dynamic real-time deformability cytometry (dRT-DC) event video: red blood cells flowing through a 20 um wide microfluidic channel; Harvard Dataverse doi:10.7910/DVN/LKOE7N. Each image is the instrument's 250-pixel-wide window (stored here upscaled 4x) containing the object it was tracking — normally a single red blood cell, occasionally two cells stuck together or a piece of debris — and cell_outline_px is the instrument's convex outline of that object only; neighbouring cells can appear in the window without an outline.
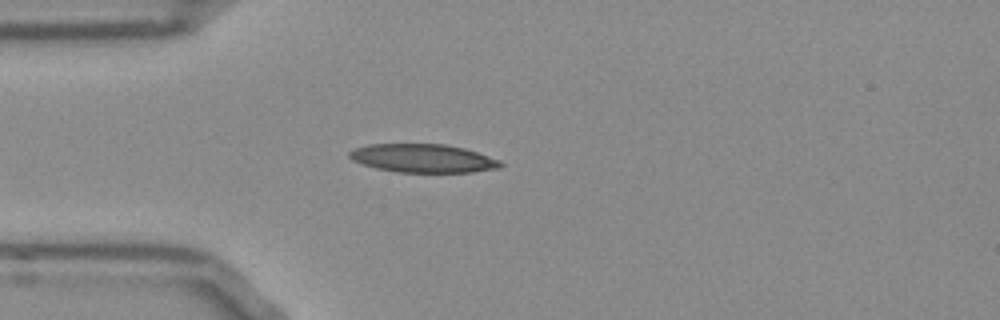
{"species": "Egyptian fruit bat (a non-hibernating species)", "species_latin": "Rousettus aegyptiacus", "temperature_condition": "room temperature", "stored_images_in_passage": 39, "camera_frame_rate_fps": 3000, "um_per_image_px": 0.085, "frame": {"image": 1, "passage_image": 1, "time_ms": 0.0, "image_size_px": [1000, 320], "cell_outline_px": [[504, 164], [500, 168], [472, 172], [396, 172], [376, 168], [352, 160], [348, 156], [348, 152], [352, 148], [368, 144], [444, 144], [464, 148], [500, 160]], "centroid_in_image_um": [35.93, 13.45], "position_along_channel_um": 49.1, "area_um2": 25.09}}
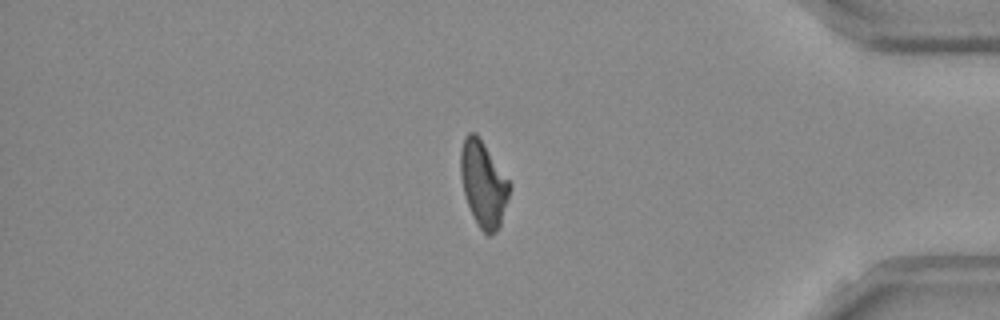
{"frame": {"image": 2, "passage_image": 31, "time_ms": 10.0, "image_size_px": [1000, 320], "cell_outline_px": [[512, 188], [500, 224], [496, 232], [488, 236], [480, 228], [472, 216], [464, 192], [460, 176], [460, 152], [464, 136], [468, 132], [476, 132], [512, 184]], "centroid_in_image_um": [41.09, 15.62], "position_along_channel_um": 394.1, "area_um2": 24.57}}
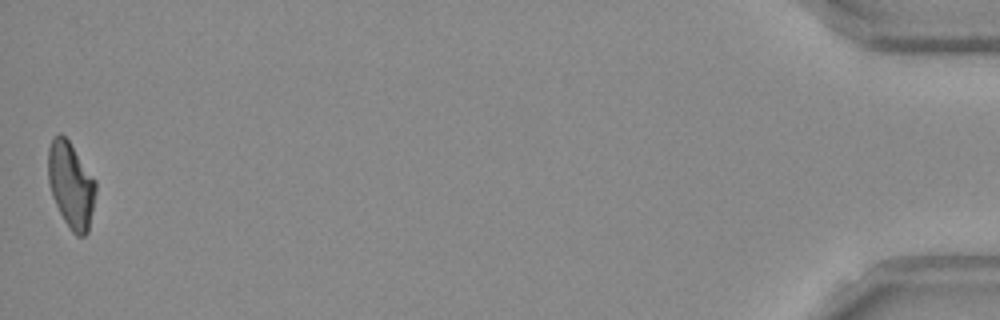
{"frame": {"image": 3, "passage_image": 39, "time_ms": 12.667, "image_size_px": [1000, 320], "cell_outline_px": [[96, 192], [88, 232], [84, 236], [76, 236], [72, 232], [64, 220], [52, 196], [48, 180], [48, 148], [52, 140], [60, 132], [68, 140], [96, 180]], "centroid_in_image_um": [6.04, 15.74], "position_along_channel_um": 429.2, "area_um2": 23.7}, "authors_computed_cell_mechanics": {"area_um2": 24.6228, "velocity_mm_per_s": 3.8704, "shape_relaxation_time_tau1_ms": null, "shape_relaxation_time_tau2_ms": 6.1403, "deformation_change_tau1": null, "deformation_change_tau2": 0.1733}}